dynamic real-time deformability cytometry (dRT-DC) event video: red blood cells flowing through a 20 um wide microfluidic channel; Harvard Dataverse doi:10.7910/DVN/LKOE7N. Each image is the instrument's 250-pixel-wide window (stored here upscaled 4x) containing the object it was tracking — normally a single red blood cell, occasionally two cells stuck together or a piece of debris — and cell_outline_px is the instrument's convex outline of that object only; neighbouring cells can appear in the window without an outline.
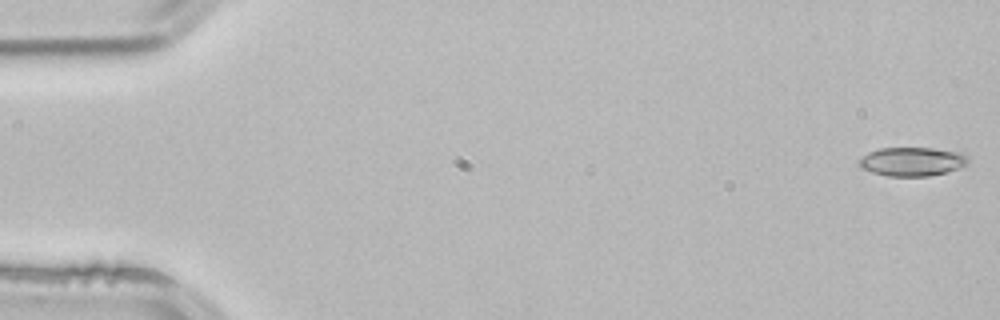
{"species": "common noctule bat (a hibernating species)", "species_latin": "Nyctalus noctula", "temperature_condition": "room temperature", "stored_images_in_passage": 52, "camera_frame_rate_fps": 3000, "um_per_image_px": 0.085, "animal": {"sex": "male", "body_mass_g": 21.5, "forearm_length_mm": 52.0}, "frame": {"image": 1, "passage_image": 1, "time_ms": 0.0, "image_size_px": [1000, 320], "cell_outline_px": [[968, 164], [944, 172], [928, 176], [888, 176], [872, 172], [860, 168], [856, 160], [868, 152], [880, 148], [932, 148], [960, 152], [968, 156]], "centroid_in_image_um": [77.47, 13.72], "position_along_channel_um": 7.5, "area_um2": 18.32}}
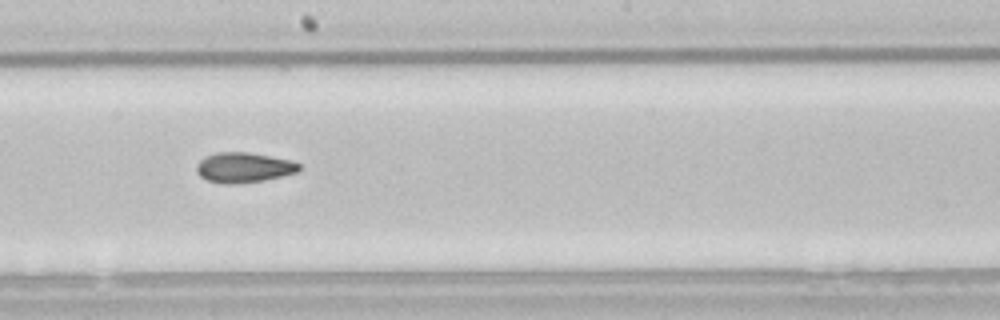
{"frame": {"image": 2, "passage_image": 29, "time_ms": 9.333, "image_size_px": [1000, 320], "cell_outline_px": [[300, 168], [296, 172], [264, 180], [236, 184], [220, 184], [208, 180], [200, 176], [196, 172], [196, 164], [204, 156], [216, 152], [248, 152], [292, 160], [300, 164]], "centroid_in_image_um": [20.67, 14.23], "position_along_channel_um": 227.5, "area_um2": 18.09}}
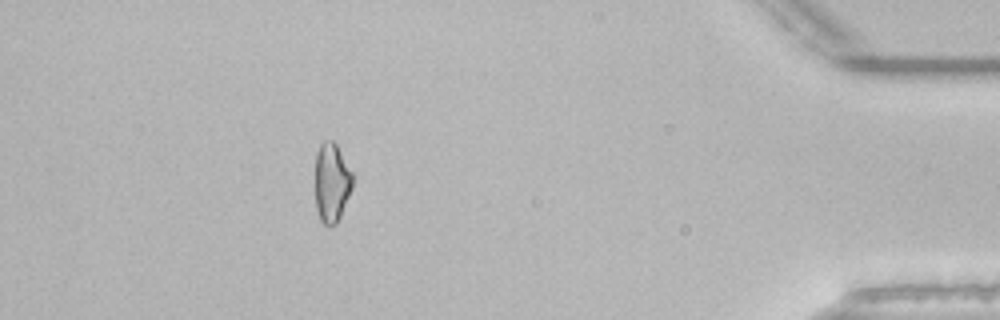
{"frame": {"image": 3, "passage_image": 47, "time_ms": 15.333, "image_size_px": [1000, 320], "cell_outline_px": [[352, 188], [340, 216], [336, 224], [324, 224], [320, 220], [316, 208], [316, 152], [320, 144], [324, 140], [332, 140], [336, 144], [352, 172]], "centroid_in_image_um": [28.19, 15.49], "position_along_channel_um": 407.0, "area_um2": 17.05}, "authors_computed_cell_mechanics": {"area_um2": 17.9469, "velocity_mm_per_s": 3.8934, "shape_relaxation_time_tau1_ms": 7.1022, "shape_relaxation_time_tau2_ms": 3.282, "deformation_change_tau1": 0.1525, "deformation_change_tau2": 0.0917}}